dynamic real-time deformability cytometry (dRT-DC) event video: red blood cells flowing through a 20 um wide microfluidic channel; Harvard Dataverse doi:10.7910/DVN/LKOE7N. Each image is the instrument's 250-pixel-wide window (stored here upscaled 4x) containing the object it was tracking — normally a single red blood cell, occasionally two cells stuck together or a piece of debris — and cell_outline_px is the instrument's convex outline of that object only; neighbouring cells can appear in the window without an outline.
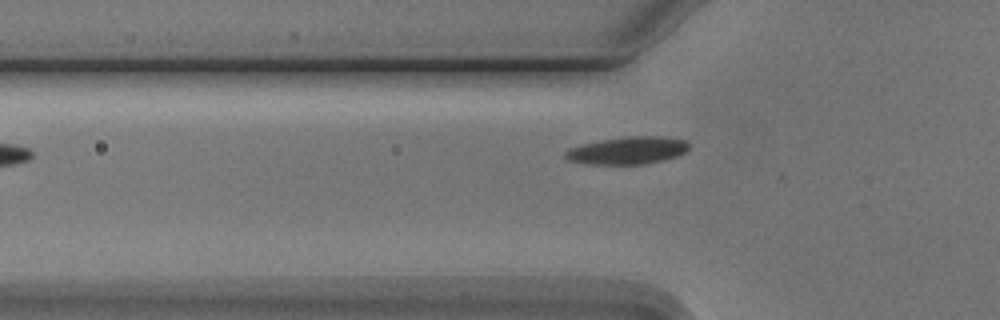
{"species": "Egyptian fruit bat (a non-hibernating species)", "species_latin": "Rousettus aegyptiacus", "temperature_condition": "cold", "stored_images_in_passage": 2, "camera_frame_rate_fps": 3000, "um_per_image_px": 0.085, "animal": {"sex": "male"}, "frame": {"image": 1, "passage_image": 2, "time_ms": 1.333, "image_size_px": [1000, 320], "cell_outline_px": [[688, 148], [684, 152], [676, 156], [664, 160], [644, 164], [588, 164], [568, 160], [564, 156], [564, 152], [568, 148], [580, 144], [600, 140], [624, 136], [660, 136], [684, 140], [688, 144]], "centroid_in_image_um": [53.29, 12.78], "position_along_channel_um": 72.5, "area_um2": 19.83}}